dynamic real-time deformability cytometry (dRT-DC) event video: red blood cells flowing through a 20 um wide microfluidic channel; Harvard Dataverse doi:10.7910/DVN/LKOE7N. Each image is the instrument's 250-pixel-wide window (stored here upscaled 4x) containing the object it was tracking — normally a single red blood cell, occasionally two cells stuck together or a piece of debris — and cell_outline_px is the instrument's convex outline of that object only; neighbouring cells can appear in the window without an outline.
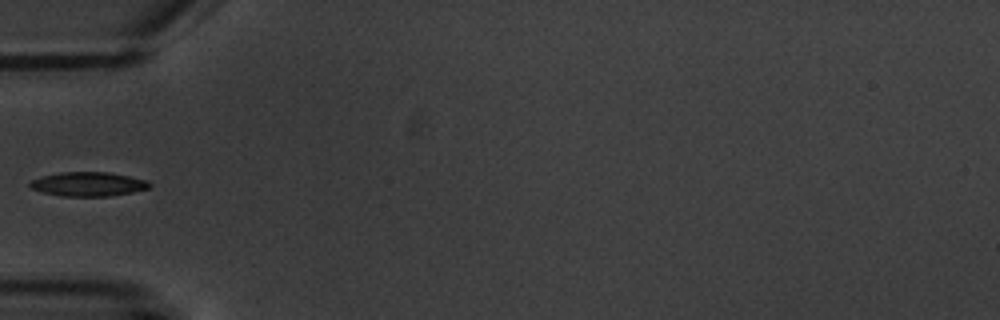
{"species": "common noctule bat (a hibernating species)", "species_latin": "Nyctalus noctula", "temperature_condition": "warm", "stored_images_in_passage": 7, "camera_frame_rate_fps": 3000, "um_per_image_px": 0.085, "animal": {"sex": "male", "body_mass_g": 20.1, "forearm_length_mm": 53.5}, "frame": {"image": 1, "passage_image": 6, "time_ms": 6.0, "image_size_px": [1000, 320], "cell_outline_px": [[152, 184], [148, 188], [132, 192], [108, 196], [64, 196], [44, 192], [32, 188], [28, 184], [32, 180], [40, 176], [60, 172], [108, 172], [148, 180]], "centroid_in_image_um": [7.5, 15.64], "position_along_channel_um": 77.5, "area_um2": 16.7}}